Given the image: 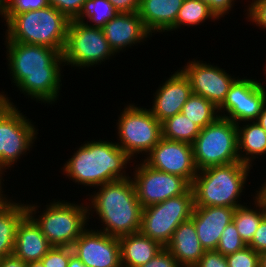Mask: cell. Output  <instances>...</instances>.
Segmentation results:
<instances>
[{
	"instance_id": "1",
	"label": "cell",
	"mask_w": 266,
	"mask_h": 267,
	"mask_svg": "<svg viewBox=\"0 0 266 267\" xmlns=\"http://www.w3.org/2000/svg\"><path fill=\"white\" fill-rule=\"evenodd\" d=\"M7 71L13 87L28 101L52 107L62 97L65 69L62 54L53 48L4 42ZM63 69V70H62ZM63 81V82H62ZM58 100V101H57ZM47 104V105H46Z\"/></svg>"
},
{
	"instance_id": "2",
	"label": "cell",
	"mask_w": 266,
	"mask_h": 267,
	"mask_svg": "<svg viewBox=\"0 0 266 267\" xmlns=\"http://www.w3.org/2000/svg\"><path fill=\"white\" fill-rule=\"evenodd\" d=\"M104 139L85 140L75 147L73 155L60 166L63 178L65 175L77 188L81 185L89 191L104 183L129 178L134 161L113 139L108 140L107 136Z\"/></svg>"
},
{
	"instance_id": "3",
	"label": "cell",
	"mask_w": 266,
	"mask_h": 267,
	"mask_svg": "<svg viewBox=\"0 0 266 267\" xmlns=\"http://www.w3.org/2000/svg\"><path fill=\"white\" fill-rule=\"evenodd\" d=\"M91 191L85 197L89 226L93 227L97 219L100 225L95 224L96 230L118 238L140 231L142 206L131 177L104 183Z\"/></svg>"
},
{
	"instance_id": "4",
	"label": "cell",
	"mask_w": 266,
	"mask_h": 267,
	"mask_svg": "<svg viewBox=\"0 0 266 267\" xmlns=\"http://www.w3.org/2000/svg\"><path fill=\"white\" fill-rule=\"evenodd\" d=\"M29 201L26 200L27 214L39 226L52 247H72L89 227L86 200L71 202L65 198H52L48 199L46 205Z\"/></svg>"
},
{
	"instance_id": "5",
	"label": "cell",
	"mask_w": 266,
	"mask_h": 267,
	"mask_svg": "<svg viewBox=\"0 0 266 267\" xmlns=\"http://www.w3.org/2000/svg\"><path fill=\"white\" fill-rule=\"evenodd\" d=\"M251 169L249 165L234 162L199 170L191 184L194 207L223 206L236 209L245 204L242 196L246 193V186L250 187L247 182L251 180Z\"/></svg>"
},
{
	"instance_id": "6",
	"label": "cell",
	"mask_w": 266,
	"mask_h": 267,
	"mask_svg": "<svg viewBox=\"0 0 266 267\" xmlns=\"http://www.w3.org/2000/svg\"><path fill=\"white\" fill-rule=\"evenodd\" d=\"M70 19L48 5L14 15L5 25L4 42H18L64 50Z\"/></svg>"
},
{
	"instance_id": "7",
	"label": "cell",
	"mask_w": 266,
	"mask_h": 267,
	"mask_svg": "<svg viewBox=\"0 0 266 267\" xmlns=\"http://www.w3.org/2000/svg\"><path fill=\"white\" fill-rule=\"evenodd\" d=\"M127 103V104H126ZM115 123V142L133 160H143L162 138V123L150 109L126 102ZM139 105V106H138ZM138 157V158H137Z\"/></svg>"
},
{
	"instance_id": "8",
	"label": "cell",
	"mask_w": 266,
	"mask_h": 267,
	"mask_svg": "<svg viewBox=\"0 0 266 267\" xmlns=\"http://www.w3.org/2000/svg\"><path fill=\"white\" fill-rule=\"evenodd\" d=\"M6 92V93H5ZM8 104L0 111V169L4 173L14 171L21 158L30 154L38 138L39 128L36 122L21 112L19 104L13 102L8 92L1 90ZM8 170V171H7Z\"/></svg>"
},
{
	"instance_id": "9",
	"label": "cell",
	"mask_w": 266,
	"mask_h": 267,
	"mask_svg": "<svg viewBox=\"0 0 266 267\" xmlns=\"http://www.w3.org/2000/svg\"><path fill=\"white\" fill-rule=\"evenodd\" d=\"M116 53L99 27H91L72 19L62 52L64 65L72 69L89 70L116 60ZM106 62V63H105ZM71 66V67H70Z\"/></svg>"
},
{
	"instance_id": "10",
	"label": "cell",
	"mask_w": 266,
	"mask_h": 267,
	"mask_svg": "<svg viewBox=\"0 0 266 267\" xmlns=\"http://www.w3.org/2000/svg\"><path fill=\"white\" fill-rule=\"evenodd\" d=\"M192 148L198 171L211 166L240 162L237 124L219 116L200 130Z\"/></svg>"
},
{
	"instance_id": "11",
	"label": "cell",
	"mask_w": 266,
	"mask_h": 267,
	"mask_svg": "<svg viewBox=\"0 0 266 267\" xmlns=\"http://www.w3.org/2000/svg\"><path fill=\"white\" fill-rule=\"evenodd\" d=\"M194 206L190 188L182 195L142 208L140 232L166 247L176 228L191 218Z\"/></svg>"
},
{
	"instance_id": "12",
	"label": "cell",
	"mask_w": 266,
	"mask_h": 267,
	"mask_svg": "<svg viewBox=\"0 0 266 267\" xmlns=\"http://www.w3.org/2000/svg\"><path fill=\"white\" fill-rule=\"evenodd\" d=\"M242 74L243 77L238 75L231 84L224 102L218 107L219 116L235 124L255 121L266 104V82L257 80V76Z\"/></svg>"
},
{
	"instance_id": "13",
	"label": "cell",
	"mask_w": 266,
	"mask_h": 267,
	"mask_svg": "<svg viewBox=\"0 0 266 267\" xmlns=\"http://www.w3.org/2000/svg\"><path fill=\"white\" fill-rule=\"evenodd\" d=\"M132 168L130 177L142 208L182 195L191 188L183 177L156 170L142 159L135 160Z\"/></svg>"
},
{
	"instance_id": "14",
	"label": "cell",
	"mask_w": 266,
	"mask_h": 267,
	"mask_svg": "<svg viewBox=\"0 0 266 267\" xmlns=\"http://www.w3.org/2000/svg\"><path fill=\"white\" fill-rule=\"evenodd\" d=\"M195 58H189L179 69L189 79L193 94L206 98L218 108L224 102L237 75L229 74L219 64L209 60L207 63L204 59H199L200 57Z\"/></svg>"
},
{
	"instance_id": "15",
	"label": "cell",
	"mask_w": 266,
	"mask_h": 267,
	"mask_svg": "<svg viewBox=\"0 0 266 267\" xmlns=\"http://www.w3.org/2000/svg\"><path fill=\"white\" fill-rule=\"evenodd\" d=\"M143 161L156 170L183 177L190 184L198 172L194 163L192 144L163 137Z\"/></svg>"
},
{
	"instance_id": "16",
	"label": "cell",
	"mask_w": 266,
	"mask_h": 267,
	"mask_svg": "<svg viewBox=\"0 0 266 267\" xmlns=\"http://www.w3.org/2000/svg\"><path fill=\"white\" fill-rule=\"evenodd\" d=\"M73 253L88 267H121L120 241L88 227L74 242Z\"/></svg>"
},
{
	"instance_id": "17",
	"label": "cell",
	"mask_w": 266,
	"mask_h": 267,
	"mask_svg": "<svg viewBox=\"0 0 266 267\" xmlns=\"http://www.w3.org/2000/svg\"><path fill=\"white\" fill-rule=\"evenodd\" d=\"M173 72L162 79L153 91V100L149 102L152 106H146L160 123L181 113L187 99L193 94L190 81L184 73L178 67Z\"/></svg>"
},
{
	"instance_id": "18",
	"label": "cell",
	"mask_w": 266,
	"mask_h": 267,
	"mask_svg": "<svg viewBox=\"0 0 266 267\" xmlns=\"http://www.w3.org/2000/svg\"><path fill=\"white\" fill-rule=\"evenodd\" d=\"M102 29L110 47L117 56L127 52L130 48L144 45L153 38V35L145 28L138 12H118Z\"/></svg>"
},
{
	"instance_id": "19",
	"label": "cell",
	"mask_w": 266,
	"mask_h": 267,
	"mask_svg": "<svg viewBox=\"0 0 266 267\" xmlns=\"http://www.w3.org/2000/svg\"><path fill=\"white\" fill-rule=\"evenodd\" d=\"M235 208L223 206L194 207L191 220L205 251L216 250L220 236L232 221Z\"/></svg>"
},
{
	"instance_id": "20",
	"label": "cell",
	"mask_w": 266,
	"mask_h": 267,
	"mask_svg": "<svg viewBox=\"0 0 266 267\" xmlns=\"http://www.w3.org/2000/svg\"><path fill=\"white\" fill-rule=\"evenodd\" d=\"M51 248L39 226L27 214L18 225L13 254L26 263L41 261Z\"/></svg>"
},
{
	"instance_id": "21",
	"label": "cell",
	"mask_w": 266,
	"mask_h": 267,
	"mask_svg": "<svg viewBox=\"0 0 266 267\" xmlns=\"http://www.w3.org/2000/svg\"><path fill=\"white\" fill-rule=\"evenodd\" d=\"M166 248L181 267H194L205 252L191 219L182 222L176 228Z\"/></svg>"
},
{
	"instance_id": "22",
	"label": "cell",
	"mask_w": 266,
	"mask_h": 267,
	"mask_svg": "<svg viewBox=\"0 0 266 267\" xmlns=\"http://www.w3.org/2000/svg\"><path fill=\"white\" fill-rule=\"evenodd\" d=\"M184 0H141L138 14L145 28L155 34H165L175 23Z\"/></svg>"
},
{
	"instance_id": "23",
	"label": "cell",
	"mask_w": 266,
	"mask_h": 267,
	"mask_svg": "<svg viewBox=\"0 0 266 267\" xmlns=\"http://www.w3.org/2000/svg\"><path fill=\"white\" fill-rule=\"evenodd\" d=\"M18 198L12 194L0 203V258L13 254L18 225L27 215L25 201Z\"/></svg>"
},
{
	"instance_id": "24",
	"label": "cell",
	"mask_w": 266,
	"mask_h": 267,
	"mask_svg": "<svg viewBox=\"0 0 266 267\" xmlns=\"http://www.w3.org/2000/svg\"><path fill=\"white\" fill-rule=\"evenodd\" d=\"M121 267H139L149 262L163 246L140 231L119 237Z\"/></svg>"
},
{
	"instance_id": "25",
	"label": "cell",
	"mask_w": 266,
	"mask_h": 267,
	"mask_svg": "<svg viewBox=\"0 0 266 267\" xmlns=\"http://www.w3.org/2000/svg\"><path fill=\"white\" fill-rule=\"evenodd\" d=\"M237 130L240 162L253 168L266 155V132L255 121L237 124Z\"/></svg>"
},
{
	"instance_id": "26",
	"label": "cell",
	"mask_w": 266,
	"mask_h": 267,
	"mask_svg": "<svg viewBox=\"0 0 266 267\" xmlns=\"http://www.w3.org/2000/svg\"><path fill=\"white\" fill-rule=\"evenodd\" d=\"M253 190L254 192H251V195L246 196L248 198L251 196V199L249 198L250 201L238 206L232 218L241 239L246 245L251 242L259 223L266 216V207L256 196V189Z\"/></svg>"
},
{
	"instance_id": "27",
	"label": "cell",
	"mask_w": 266,
	"mask_h": 267,
	"mask_svg": "<svg viewBox=\"0 0 266 267\" xmlns=\"http://www.w3.org/2000/svg\"><path fill=\"white\" fill-rule=\"evenodd\" d=\"M220 21L215 14L211 11L210 7L200 0H184L182 6L178 12L176 23L164 34L166 36L176 33L187 28H195L197 26H203L205 23ZM203 23V24H202ZM173 31V32H172Z\"/></svg>"
},
{
	"instance_id": "28",
	"label": "cell",
	"mask_w": 266,
	"mask_h": 267,
	"mask_svg": "<svg viewBox=\"0 0 266 267\" xmlns=\"http://www.w3.org/2000/svg\"><path fill=\"white\" fill-rule=\"evenodd\" d=\"M201 128L182 113H178L162 122V137L168 140L192 144Z\"/></svg>"
},
{
	"instance_id": "29",
	"label": "cell",
	"mask_w": 266,
	"mask_h": 267,
	"mask_svg": "<svg viewBox=\"0 0 266 267\" xmlns=\"http://www.w3.org/2000/svg\"><path fill=\"white\" fill-rule=\"evenodd\" d=\"M181 113L201 129L219 117L218 108L206 98L196 94H192L187 99Z\"/></svg>"
},
{
	"instance_id": "30",
	"label": "cell",
	"mask_w": 266,
	"mask_h": 267,
	"mask_svg": "<svg viewBox=\"0 0 266 267\" xmlns=\"http://www.w3.org/2000/svg\"><path fill=\"white\" fill-rule=\"evenodd\" d=\"M118 11L108 0H86L79 15L74 19L91 27L102 28Z\"/></svg>"
},
{
	"instance_id": "31",
	"label": "cell",
	"mask_w": 266,
	"mask_h": 267,
	"mask_svg": "<svg viewBox=\"0 0 266 267\" xmlns=\"http://www.w3.org/2000/svg\"><path fill=\"white\" fill-rule=\"evenodd\" d=\"M245 246H247L246 243L241 239L234 222L231 221L223 230L216 251L227 256L243 249Z\"/></svg>"
},
{
	"instance_id": "32",
	"label": "cell",
	"mask_w": 266,
	"mask_h": 267,
	"mask_svg": "<svg viewBox=\"0 0 266 267\" xmlns=\"http://www.w3.org/2000/svg\"><path fill=\"white\" fill-rule=\"evenodd\" d=\"M243 10L247 24L266 31V0H252Z\"/></svg>"
},
{
	"instance_id": "33",
	"label": "cell",
	"mask_w": 266,
	"mask_h": 267,
	"mask_svg": "<svg viewBox=\"0 0 266 267\" xmlns=\"http://www.w3.org/2000/svg\"><path fill=\"white\" fill-rule=\"evenodd\" d=\"M228 267H259V253L248 245L226 256Z\"/></svg>"
},
{
	"instance_id": "34",
	"label": "cell",
	"mask_w": 266,
	"mask_h": 267,
	"mask_svg": "<svg viewBox=\"0 0 266 267\" xmlns=\"http://www.w3.org/2000/svg\"><path fill=\"white\" fill-rule=\"evenodd\" d=\"M48 5V0H8L4 25L16 14L38 10Z\"/></svg>"
},
{
	"instance_id": "35",
	"label": "cell",
	"mask_w": 266,
	"mask_h": 267,
	"mask_svg": "<svg viewBox=\"0 0 266 267\" xmlns=\"http://www.w3.org/2000/svg\"><path fill=\"white\" fill-rule=\"evenodd\" d=\"M73 254L72 247H52L41 261L44 267H68Z\"/></svg>"
},
{
	"instance_id": "36",
	"label": "cell",
	"mask_w": 266,
	"mask_h": 267,
	"mask_svg": "<svg viewBox=\"0 0 266 267\" xmlns=\"http://www.w3.org/2000/svg\"><path fill=\"white\" fill-rule=\"evenodd\" d=\"M49 4L66 15L70 20L75 19L86 0H48Z\"/></svg>"
},
{
	"instance_id": "37",
	"label": "cell",
	"mask_w": 266,
	"mask_h": 267,
	"mask_svg": "<svg viewBox=\"0 0 266 267\" xmlns=\"http://www.w3.org/2000/svg\"><path fill=\"white\" fill-rule=\"evenodd\" d=\"M139 267H181L170 251L163 247L149 262Z\"/></svg>"
},
{
	"instance_id": "38",
	"label": "cell",
	"mask_w": 266,
	"mask_h": 267,
	"mask_svg": "<svg viewBox=\"0 0 266 267\" xmlns=\"http://www.w3.org/2000/svg\"><path fill=\"white\" fill-rule=\"evenodd\" d=\"M203 3H206L215 16L220 20L228 14H233V9L237 4V0H200ZM236 2V3H235ZM232 11V12H231Z\"/></svg>"
},
{
	"instance_id": "39",
	"label": "cell",
	"mask_w": 266,
	"mask_h": 267,
	"mask_svg": "<svg viewBox=\"0 0 266 267\" xmlns=\"http://www.w3.org/2000/svg\"><path fill=\"white\" fill-rule=\"evenodd\" d=\"M194 267H228L226 256L216 250L205 251Z\"/></svg>"
},
{
	"instance_id": "40",
	"label": "cell",
	"mask_w": 266,
	"mask_h": 267,
	"mask_svg": "<svg viewBox=\"0 0 266 267\" xmlns=\"http://www.w3.org/2000/svg\"><path fill=\"white\" fill-rule=\"evenodd\" d=\"M248 246L259 254L266 251V216L259 223Z\"/></svg>"
},
{
	"instance_id": "41",
	"label": "cell",
	"mask_w": 266,
	"mask_h": 267,
	"mask_svg": "<svg viewBox=\"0 0 266 267\" xmlns=\"http://www.w3.org/2000/svg\"><path fill=\"white\" fill-rule=\"evenodd\" d=\"M118 12H138L141 0H108Z\"/></svg>"
},
{
	"instance_id": "42",
	"label": "cell",
	"mask_w": 266,
	"mask_h": 267,
	"mask_svg": "<svg viewBox=\"0 0 266 267\" xmlns=\"http://www.w3.org/2000/svg\"><path fill=\"white\" fill-rule=\"evenodd\" d=\"M0 267H26V262L11 254L0 258Z\"/></svg>"
},
{
	"instance_id": "43",
	"label": "cell",
	"mask_w": 266,
	"mask_h": 267,
	"mask_svg": "<svg viewBox=\"0 0 266 267\" xmlns=\"http://www.w3.org/2000/svg\"><path fill=\"white\" fill-rule=\"evenodd\" d=\"M266 177V176H265ZM262 183L256 188V196L262 201L263 205L266 207V178L262 179ZM258 189V190H257Z\"/></svg>"
},
{
	"instance_id": "44",
	"label": "cell",
	"mask_w": 266,
	"mask_h": 267,
	"mask_svg": "<svg viewBox=\"0 0 266 267\" xmlns=\"http://www.w3.org/2000/svg\"><path fill=\"white\" fill-rule=\"evenodd\" d=\"M255 122H257L266 132V104L263 106L261 113L255 120Z\"/></svg>"
},
{
	"instance_id": "45",
	"label": "cell",
	"mask_w": 266,
	"mask_h": 267,
	"mask_svg": "<svg viewBox=\"0 0 266 267\" xmlns=\"http://www.w3.org/2000/svg\"><path fill=\"white\" fill-rule=\"evenodd\" d=\"M68 267H88L75 254H73L68 262Z\"/></svg>"
},
{
	"instance_id": "46",
	"label": "cell",
	"mask_w": 266,
	"mask_h": 267,
	"mask_svg": "<svg viewBox=\"0 0 266 267\" xmlns=\"http://www.w3.org/2000/svg\"><path fill=\"white\" fill-rule=\"evenodd\" d=\"M7 6H8V0H0V18H1L0 21H2L3 23L6 16Z\"/></svg>"
},
{
	"instance_id": "47",
	"label": "cell",
	"mask_w": 266,
	"mask_h": 267,
	"mask_svg": "<svg viewBox=\"0 0 266 267\" xmlns=\"http://www.w3.org/2000/svg\"><path fill=\"white\" fill-rule=\"evenodd\" d=\"M6 174L0 169V196H10L9 194H5V192L7 191L4 186L5 184L3 183L5 181V177ZM5 189V191H4Z\"/></svg>"
},
{
	"instance_id": "48",
	"label": "cell",
	"mask_w": 266,
	"mask_h": 267,
	"mask_svg": "<svg viewBox=\"0 0 266 267\" xmlns=\"http://www.w3.org/2000/svg\"><path fill=\"white\" fill-rule=\"evenodd\" d=\"M259 267H266V251L259 254Z\"/></svg>"
},
{
	"instance_id": "49",
	"label": "cell",
	"mask_w": 266,
	"mask_h": 267,
	"mask_svg": "<svg viewBox=\"0 0 266 267\" xmlns=\"http://www.w3.org/2000/svg\"><path fill=\"white\" fill-rule=\"evenodd\" d=\"M26 267H44L42 261H30L26 263Z\"/></svg>"
},
{
	"instance_id": "50",
	"label": "cell",
	"mask_w": 266,
	"mask_h": 267,
	"mask_svg": "<svg viewBox=\"0 0 266 267\" xmlns=\"http://www.w3.org/2000/svg\"><path fill=\"white\" fill-rule=\"evenodd\" d=\"M8 104L6 98L0 94V111Z\"/></svg>"
},
{
	"instance_id": "51",
	"label": "cell",
	"mask_w": 266,
	"mask_h": 267,
	"mask_svg": "<svg viewBox=\"0 0 266 267\" xmlns=\"http://www.w3.org/2000/svg\"><path fill=\"white\" fill-rule=\"evenodd\" d=\"M266 58V57H265ZM264 61H265V63L263 64V73H264V76H266V59H264ZM264 80H265V82H266V77L265 78H263Z\"/></svg>"
},
{
	"instance_id": "52",
	"label": "cell",
	"mask_w": 266,
	"mask_h": 267,
	"mask_svg": "<svg viewBox=\"0 0 266 267\" xmlns=\"http://www.w3.org/2000/svg\"><path fill=\"white\" fill-rule=\"evenodd\" d=\"M9 196H0V203H3Z\"/></svg>"
},
{
	"instance_id": "53",
	"label": "cell",
	"mask_w": 266,
	"mask_h": 267,
	"mask_svg": "<svg viewBox=\"0 0 266 267\" xmlns=\"http://www.w3.org/2000/svg\"><path fill=\"white\" fill-rule=\"evenodd\" d=\"M241 1L243 2V0H241ZM251 1H252V0H248V1L245 0L244 2H246V3L248 2V3H247L244 7H246Z\"/></svg>"
}]
</instances>
